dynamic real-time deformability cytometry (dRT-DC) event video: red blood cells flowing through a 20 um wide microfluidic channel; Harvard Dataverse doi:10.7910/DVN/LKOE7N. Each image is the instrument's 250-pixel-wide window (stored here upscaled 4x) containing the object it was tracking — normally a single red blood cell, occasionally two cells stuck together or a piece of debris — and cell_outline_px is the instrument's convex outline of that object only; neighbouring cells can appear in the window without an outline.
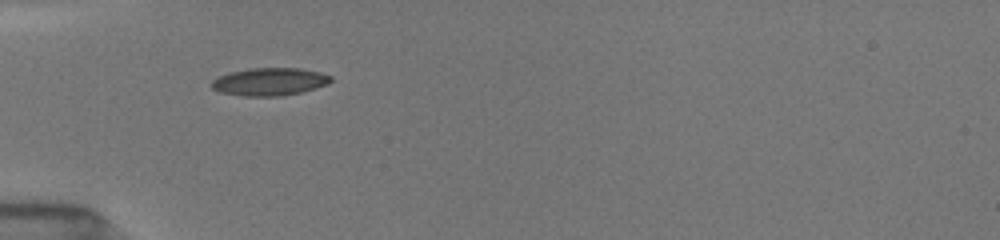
{"species": "common noctule bat (a hibernating species)", "species_latin": "Nyctalus noctula", "temperature_condition": "room temperature", "stored_images_in_passage": 32, "camera_frame_rate_fps": 3000, "um_per_image_px": 0.085, "animal": {"sex": "female", "body_mass_g": 19.5, "forearm_length_mm": 54.1}, "frame": {"image": 1, "passage_image": 1, "time_ms": 0.0, "image_size_px": [1000, 240], "cell_outline_px": [[332, 80], [328, 84], [316, 88], [300, 92], [280, 96], [244, 96], [220, 92], [212, 88], [212, 80], [228, 72], [252, 68], [300, 68], [320, 72], [332, 76]], "centroid_in_image_um": [22.93, 6.94], "position_along_channel_um": 62.1, "area_um2": 19.25}}
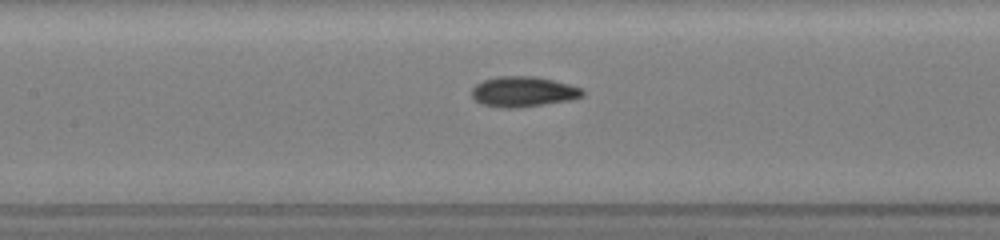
{"frame": {"image": 2, "passage_image": 7, "time_ms": 2.667, "image_size_px": [1000, 240], "cell_outline_px": [[584, 96], [572, 100], [520, 108], [500, 108], [480, 104], [472, 96], [472, 88], [476, 84], [484, 80], [500, 76], [536, 76], [584, 88]], "centroid_in_image_um": [44.5, 7.81], "position_along_channel_um": 162.9, "area_um2": 19.83}}
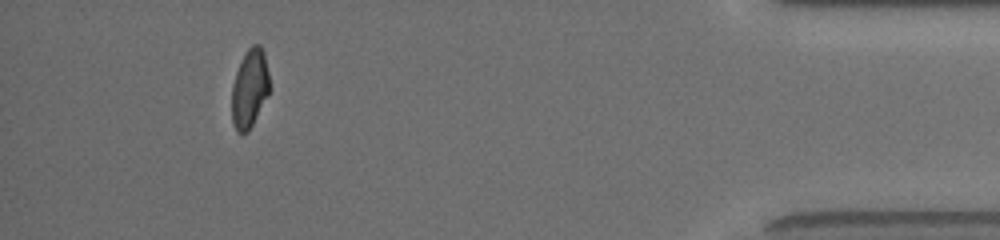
{"frame": {"image": 3, "passage_image": 29, "time_ms": 10.333, "image_size_px": [1000, 240], "cell_outline_px": [[268, 92], [248, 132], [236, 132], [232, 124], [232, 84], [236, 72], [244, 52], [252, 44], [260, 44], [264, 52], [268, 72]], "centroid_in_image_um": [21.18, 7.48], "position_along_channel_um": 414.0, "area_um2": 16.99}, "authors_computed_cell_mechanics": {"area_um2": 18.5249, "velocity_mm_per_s": 3.9698, "shape_relaxation_time_tau1_ms": 3.0627, "shape_relaxation_time_tau2_ms": 1.7139, "deformation_change_tau1": 0.1115, "deformation_change_tau2": 0.0398}}